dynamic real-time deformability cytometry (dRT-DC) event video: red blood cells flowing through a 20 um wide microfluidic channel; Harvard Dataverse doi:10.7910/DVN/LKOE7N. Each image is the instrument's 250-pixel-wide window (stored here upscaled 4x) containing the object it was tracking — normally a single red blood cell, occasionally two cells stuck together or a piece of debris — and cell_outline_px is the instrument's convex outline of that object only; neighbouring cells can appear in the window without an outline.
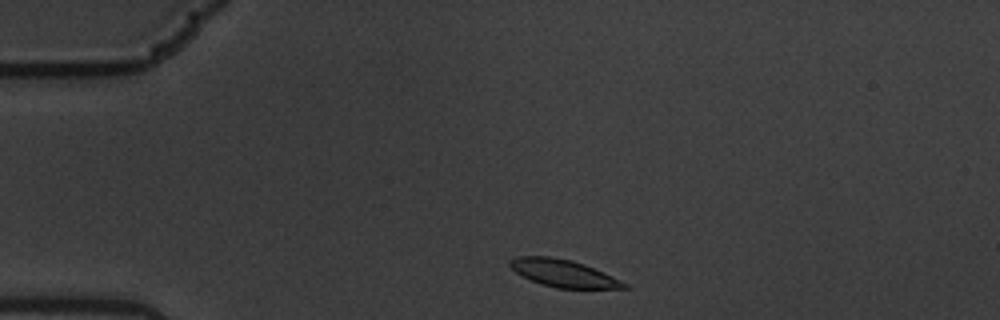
{"species": "common noctule bat (a hibernating species)", "species_latin": "Nyctalus noctula", "temperature_condition": "warm", "stored_images_in_passage": 49, "camera_frame_rate_fps": 3000, "um_per_image_px": 0.085, "animal": {"sex": "male", "body_mass_g": 19.5, "forearm_length_mm": 54.6}, "frame": {"image": 1, "passage_image": 2, "time_ms": 0.333, "image_size_px": [1000, 320], "cell_outline_px": [[628, 288], [556, 288], [532, 280], [516, 272], [508, 264], [508, 260], [516, 256], [548, 256], [572, 260], [584, 264], [604, 272], [628, 284]], "centroid_in_image_um": [47.88, 23.21], "position_along_channel_um": 37.1, "area_um2": 17.98}}
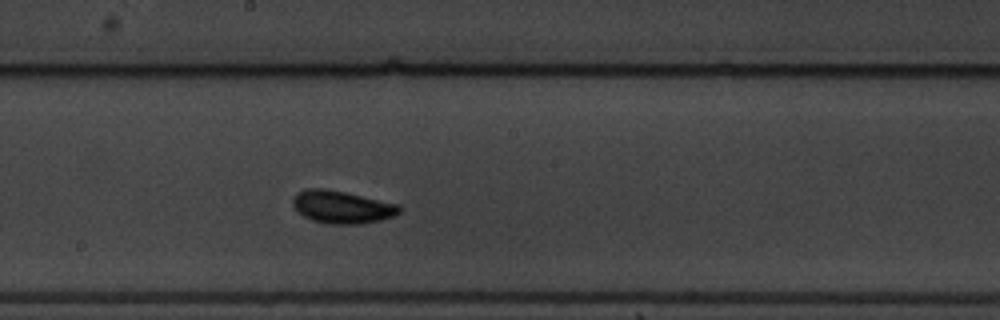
{"frame": {"image": 2, "passage_image": 22, "time_ms": 7.0, "image_size_px": [1000, 320], "cell_outline_px": [[404, 208], [400, 212], [392, 216], [380, 220], [356, 224], [328, 224], [312, 220], [296, 212], [292, 204], [292, 200], [296, 192], [304, 188], [324, 188], [344, 192], [400, 204]], "centroid_in_image_um": [29.04, 17.59], "position_along_channel_um": 219.2, "area_um2": 20.46}}
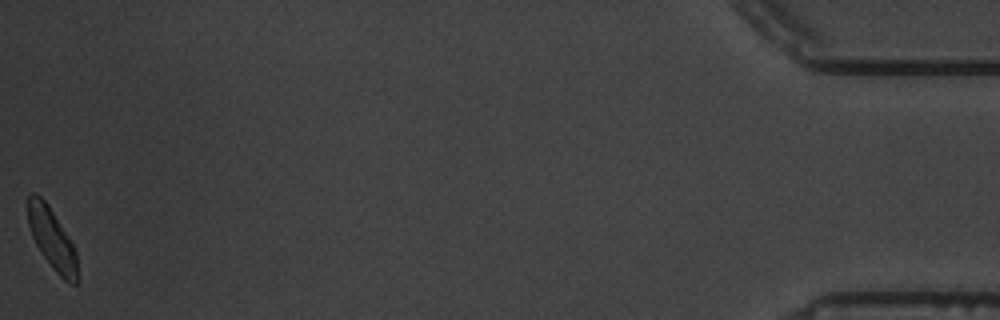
{"frame": {"image": 3, "passage_image": 49, "time_ms": 16.0, "image_size_px": [1000, 320], "cell_outline_px": [[76, 284], [72, 284], [64, 280], [52, 268], [36, 244], [32, 236], [28, 224], [28, 196], [32, 192], [36, 192], [48, 204], [72, 244], [76, 252]], "centroid_in_image_um": [4.38, 20.27], "position_along_channel_um": 430.8, "area_um2": 17.11}, "authors_computed_cell_mechanics": {"area_um2": 18.9006, "velocity_mm_per_s": 3.3689, "shape_relaxation_time_tau1_ms": 1.8303, "shape_relaxation_time_tau2_ms": null, "deformation_change_tau1": 0.0876, "deformation_change_tau2": null}}